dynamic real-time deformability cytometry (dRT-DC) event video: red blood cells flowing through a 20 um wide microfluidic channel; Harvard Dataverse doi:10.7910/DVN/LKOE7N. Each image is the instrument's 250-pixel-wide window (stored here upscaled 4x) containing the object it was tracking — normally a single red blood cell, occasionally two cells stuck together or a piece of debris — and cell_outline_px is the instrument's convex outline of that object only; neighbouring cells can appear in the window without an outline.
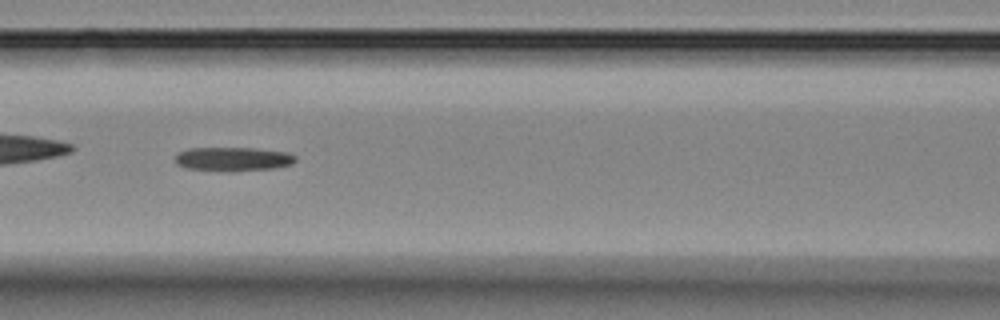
{"species": "Egyptian fruit bat (a non-hibernating species)", "species_latin": "Rousettus aegyptiacus", "temperature_condition": "room temperature", "stored_images_in_passage": 17, "camera_frame_rate_fps": 3000, "um_per_image_px": 0.085, "animal": {"sex": "female"}, "frame": {"image": 1, "passage_image": 8, "time_ms": 8.0, "image_size_px": [1000, 320], "cell_outline_px": [[296, 160], [292, 164], [272, 168], [188, 168], [176, 164], [176, 156], [180, 152], [188, 148], [252, 148], [288, 152], [296, 156]], "centroid_in_image_um": [19.85, 13.45], "position_along_channel_um": 146.8, "area_um2": 15.55}}
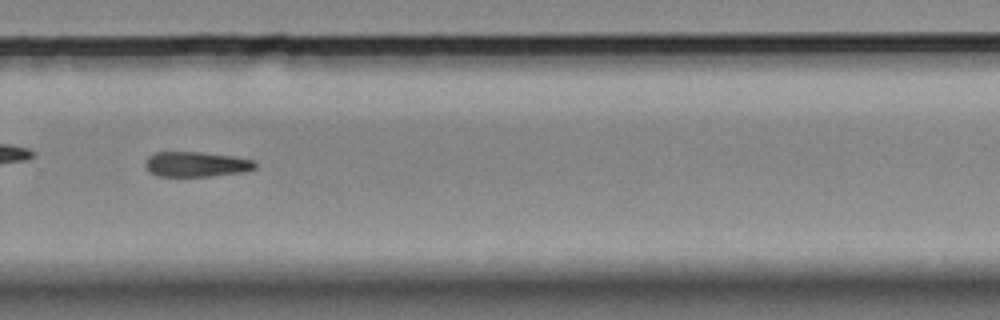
{"frame": {"image": 2, "passage_image": 12, "time_ms": 12.667, "image_size_px": [1000, 320], "cell_outline_px": [[256, 168], [244, 172], [208, 176], [156, 176], [144, 164], [144, 160], [148, 156], [156, 152], [200, 152], [232, 156], [252, 160], [256, 164]], "centroid_in_image_um": [16.66, 13.96], "position_along_channel_um": 313.1, "area_um2": 15.95}}
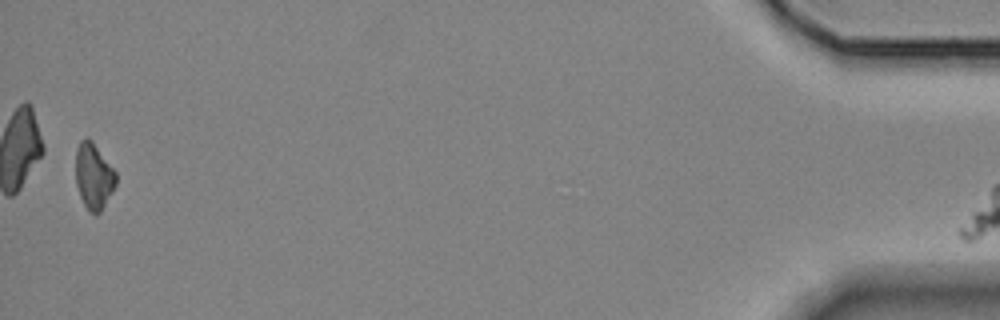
{"frame": {"image": 3, "passage_image": 17, "time_ms": 18.333, "image_size_px": [1000, 320], "cell_outline_px": [[116, 184], [112, 192], [100, 212], [96, 216], [88, 212], [80, 196], [76, 184], [76, 148], [80, 140], [88, 136], [92, 140], [116, 172]], "centroid_in_image_um": [7.95, 14.97], "position_along_channel_um": 427.2, "area_um2": 15.61}}